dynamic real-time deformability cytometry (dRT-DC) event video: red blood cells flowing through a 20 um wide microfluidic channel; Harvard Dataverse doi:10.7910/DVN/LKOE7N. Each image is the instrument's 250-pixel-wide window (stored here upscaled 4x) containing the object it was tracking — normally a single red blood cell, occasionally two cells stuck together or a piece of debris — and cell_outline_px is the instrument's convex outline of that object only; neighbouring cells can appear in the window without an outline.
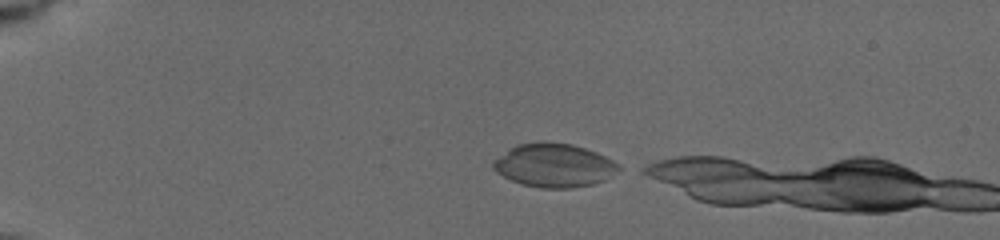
{"species": "common noctule bat (a hibernating species)", "species_latin": "Nyctalus noctula", "temperature_condition": "cold", "stored_images_in_passage": 3, "camera_frame_rate_fps": 3000, "um_per_image_px": 0.085, "animal": {"sex": "female", "body_mass_g": 19.5, "forearm_length_mm": 54.1}, "frame": {"image": 1, "passage_image": 1, "time_ms": 0.0, "image_size_px": [1000, 240], "cell_outline_px": [[620, 168], [604, 180], [592, 184], [572, 188], [540, 188], [524, 184], [512, 180], [496, 172], [492, 168], [492, 160], [516, 144], [540, 140], [544, 140], [572, 144], [596, 152], [620, 164]], "centroid_in_image_um": [47.05, 14.03], "position_along_channel_um": 37.9, "area_um2": 31.96}}